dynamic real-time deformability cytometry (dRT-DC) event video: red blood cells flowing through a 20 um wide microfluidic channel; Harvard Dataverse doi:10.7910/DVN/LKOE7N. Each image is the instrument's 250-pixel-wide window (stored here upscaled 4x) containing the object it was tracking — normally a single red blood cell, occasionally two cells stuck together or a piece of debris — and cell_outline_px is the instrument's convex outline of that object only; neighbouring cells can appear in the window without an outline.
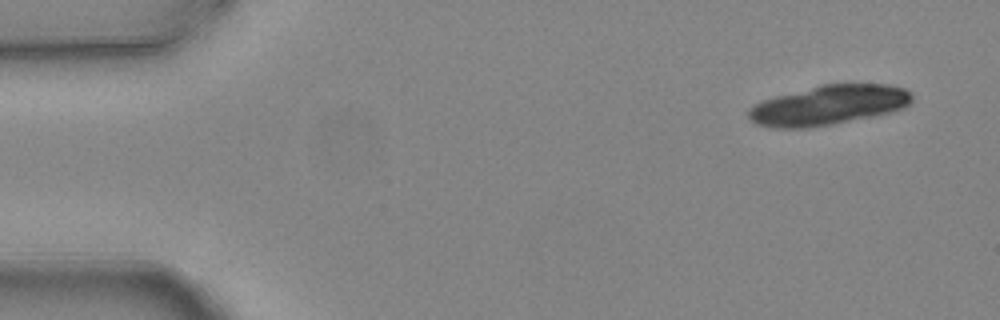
{"species": "common noctule bat (a hibernating species)", "species_latin": "Nyctalus noctula", "temperature_condition": "warm", "stored_images_in_passage": 10, "camera_frame_rate_fps": 3000, "um_per_image_px": 0.085, "animal": {"sex": "female", "body_mass_g": 24.6, "forearm_length_mm": 56.2}, "frame": {"image": 1, "passage_image": 1, "time_ms": 0.0, "image_size_px": [1000, 320], "cell_outline_px": [[912, 100], [904, 108], [872, 116], [832, 124], [808, 128], [772, 128], [756, 124], [748, 120], [748, 112], [756, 104], [764, 100], [776, 96], [820, 84], [888, 84], [904, 88], [912, 92]], "centroid_in_image_um": [70.43, 8.94], "position_along_channel_um": 14.6, "area_um2": 37.69}}
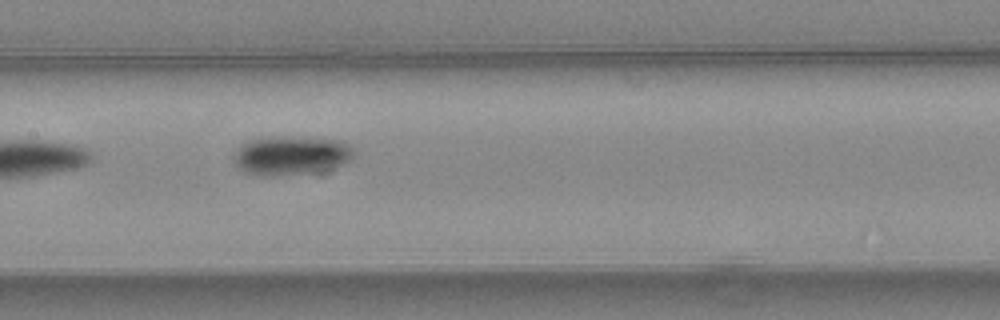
{"frame": {"image": 2, "passage_image": 7, "time_ms": 2.0, "image_size_px": [1000, 320], "cell_outline_px": [[352, 156], [344, 164], [324, 172], [272, 176], [264, 176], [244, 172], [232, 160], [232, 156], [244, 144], [252, 140], [280, 136], [308, 136], [340, 140], [348, 144], [352, 148]], "centroid_in_image_um": [24.78, 13.22], "position_along_channel_um": 182.6, "area_um2": 27.63}}
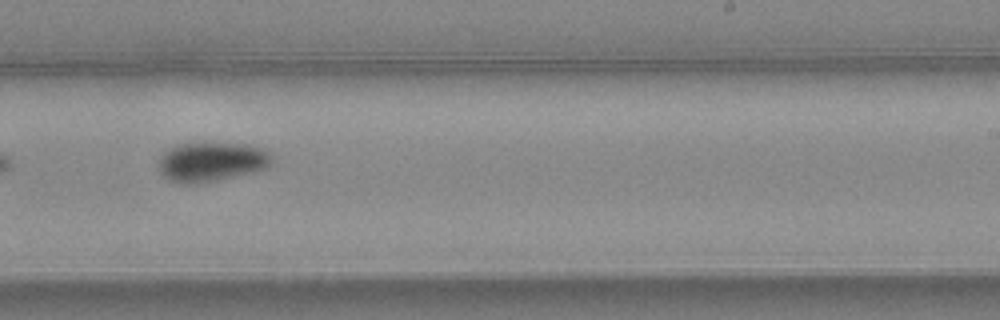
{"frame": {"image": 3, "passage_image": 9, "time_ms": 2.667, "image_size_px": [1000, 320], "cell_outline_px": [[276, 156], [268, 168], [252, 172], [216, 180], [196, 184], [180, 184], [168, 180], [160, 172], [160, 156], [168, 148], [176, 144], [248, 144], [264, 148], [272, 152]], "centroid_in_image_um": [18.03, 13.76], "position_along_channel_um": 271.0, "area_um2": 26.18}}